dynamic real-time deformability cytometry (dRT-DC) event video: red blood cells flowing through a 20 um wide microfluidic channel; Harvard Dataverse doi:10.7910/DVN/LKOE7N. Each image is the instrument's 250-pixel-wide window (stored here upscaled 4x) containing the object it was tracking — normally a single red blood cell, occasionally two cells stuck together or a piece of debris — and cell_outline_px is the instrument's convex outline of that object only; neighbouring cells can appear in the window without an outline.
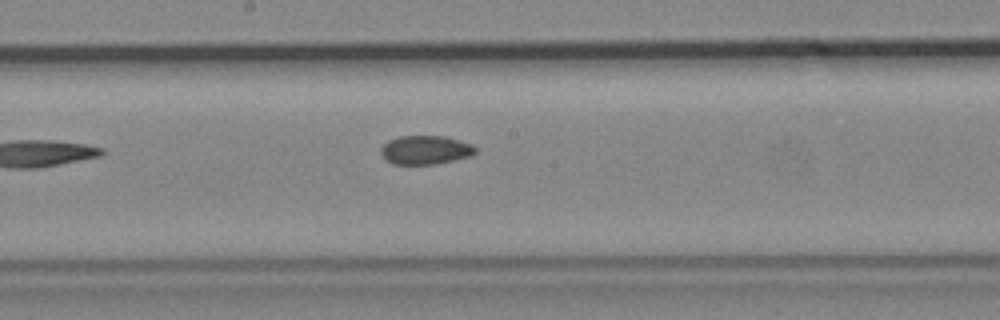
{"species": "common noctule bat (a hibernating species)", "species_latin": "Nyctalus noctula", "temperature_condition": "cold", "stored_images_in_passage": 8, "segment_of_instrument_passage": [1, 2], "camera_frame_rate_fps": 3000, "um_per_image_px": 0.085, "animal": {"sex": "male", "body_mass_g": 19.2, "forearm_length_mm": 51.8}, "frame": {"image": 1, "passage_image": 7, "time_ms": 2.0, "image_size_px": [1000, 320], "cell_outline_px": [[476, 152], [472, 156], [436, 164], [392, 164], [380, 152], [380, 148], [388, 140], [400, 136], [444, 136], [472, 144], [476, 148]], "centroid_in_image_um": [36.17, 12.74], "position_along_channel_um": 212.0, "area_um2": 15.84}}